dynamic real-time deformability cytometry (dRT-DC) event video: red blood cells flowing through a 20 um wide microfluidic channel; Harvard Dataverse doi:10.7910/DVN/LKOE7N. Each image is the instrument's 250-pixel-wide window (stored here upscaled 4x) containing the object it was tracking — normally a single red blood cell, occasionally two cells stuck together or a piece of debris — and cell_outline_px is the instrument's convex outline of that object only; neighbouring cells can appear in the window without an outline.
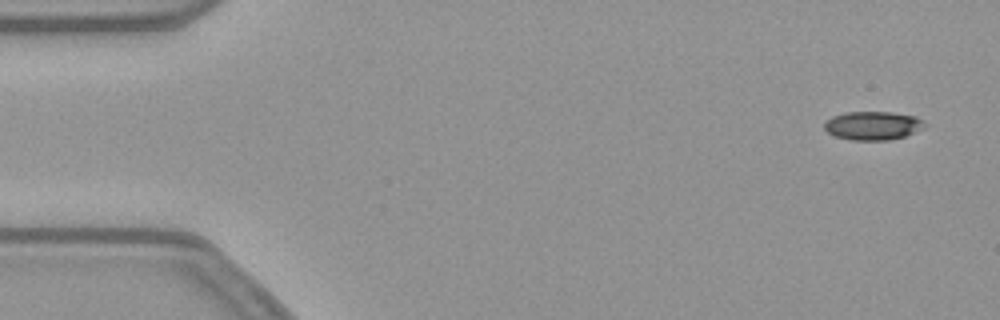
{"species": "common noctule bat (a hibernating species)", "species_latin": "Nyctalus noctula", "temperature_condition": "warm", "stored_images_in_passage": 52, "camera_frame_rate_fps": 3000, "um_per_image_px": 0.085, "animal": {"sex": "female", "body_mass_g": 21.9}, "frame": {"image": 1, "passage_image": 1, "time_ms": 0.0, "image_size_px": [1000, 320], "cell_outline_px": [[924, 128], [904, 136], [888, 140], [852, 140], [836, 136], [828, 132], [824, 128], [824, 124], [832, 116], [844, 112], [892, 112], [916, 116], [924, 124]], "centroid_in_image_um": [74.17, 10.67], "position_along_channel_um": 10.8, "area_um2": 16.53}}
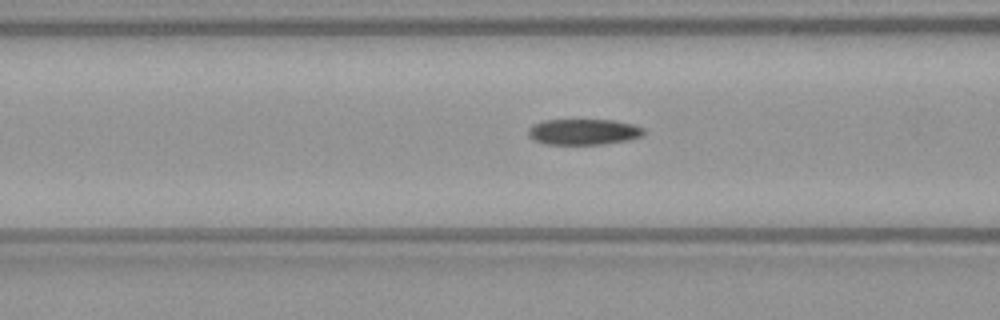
{"frame": {"image": 2, "passage_image": 19, "time_ms": 6.0, "image_size_px": [1000, 320], "cell_outline_px": [[644, 136], [628, 140], [604, 144], [548, 144], [532, 140], [528, 136], [528, 128], [532, 124], [544, 120], [612, 120], [632, 124], [644, 128]], "centroid_in_image_um": [49.58, 11.21], "position_along_channel_um": 117.0, "area_um2": 17.51}}
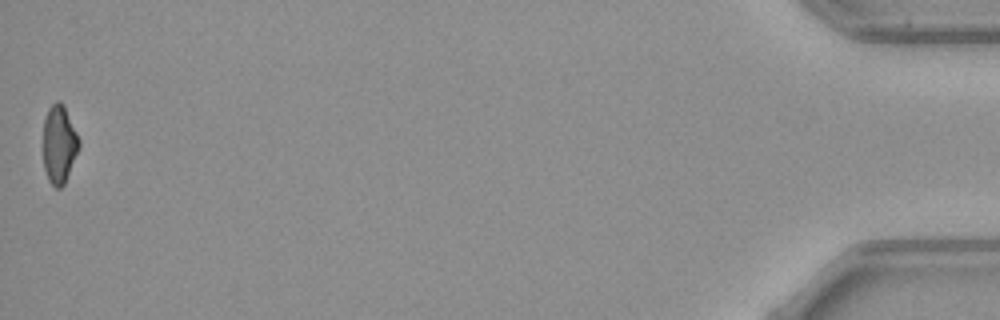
{"frame": {"image": 3, "passage_image": 52, "time_ms": 17.0, "image_size_px": [1000, 320], "cell_outline_px": [[80, 148], [64, 184], [60, 188], [56, 188], [48, 180], [44, 168], [44, 120], [48, 108], [56, 100], [60, 100], [64, 104], [80, 140]], "centroid_in_image_um": [5.04, 12.24], "position_along_channel_um": 430.2, "area_um2": 16.42}, "authors_computed_cell_mechanics": {"area_um2": 17.9758, "velocity_mm_per_s": 3.8063, "shape_relaxation_time_tau1_ms": null, "shape_relaxation_time_tau2_ms": 4.976, "deformation_change_tau1": null, "deformation_change_tau2": 0.1122}}